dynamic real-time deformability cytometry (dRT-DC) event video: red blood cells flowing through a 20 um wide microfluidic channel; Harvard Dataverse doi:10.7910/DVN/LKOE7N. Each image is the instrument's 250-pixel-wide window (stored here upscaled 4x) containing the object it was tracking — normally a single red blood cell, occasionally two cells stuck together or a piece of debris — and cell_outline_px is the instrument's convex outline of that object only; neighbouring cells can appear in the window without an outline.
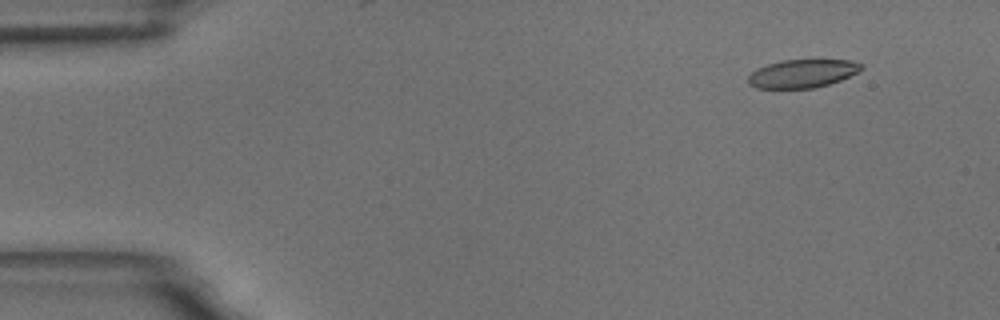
{"species": "common noctule bat (a hibernating species)", "species_latin": "Nyctalus noctula", "temperature_condition": "room temperature", "stored_images_in_passage": 56, "camera_frame_rate_fps": 3000, "um_per_image_px": 0.085, "animal": {"sex": "male", "body_mass_g": 18.8}, "frame": {"image": 1, "passage_image": 6, "time_ms": 1.667, "image_size_px": [1000, 320], "cell_outline_px": [[864, 68], [840, 80], [828, 84], [812, 88], [756, 88], [748, 84], [748, 76], [756, 68], [780, 60], [852, 60], [864, 64]], "centroid_in_image_um": [68.19, 6.24], "position_along_channel_um": 16.8, "area_um2": 18.61}}
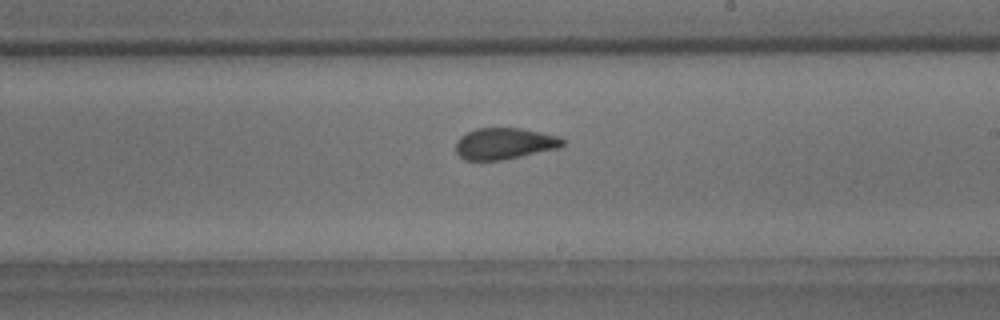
{"frame": {"image": 2, "passage_image": 33, "time_ms": 10.667, "image_size_px": [1000, 320], "cell_outline_px": [[564, 144], [560, 148], [500, 160], [464, 160], [456, 152], [456, 140], [460, 136], [476, 128], [520, 128], [540, 132], [556, 136], [564, 140]], "centroid_in_image_um": [42.85, 12.2], "position_along_channel_um": 246.2, "area_um2": 19.42}}
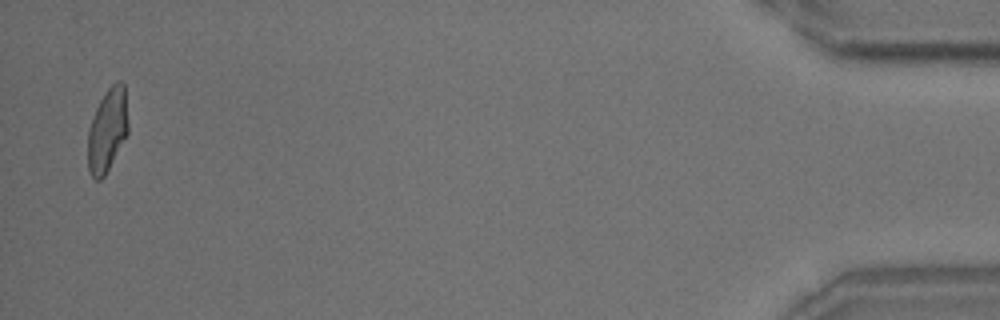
{"frame": {"image": 3, "passage_image": 55, "time_ms": 18.0, "image_size_px": [1000, 320], "cell_outline_px": [[128, 132], [104, 176], [100, 180], [96, 180], [92, 176], [88, 168], [88, 132], [96, 108], [100, 100], [108, 88], [116, 80], [120, 80], [124, 84], [128, 124]], "centroid_in_image_um": [9.13, 11.04], "position_along_channel_um": 426.1, "area_um2": 19.25}, "authors_computed_cell_mechanics": {"area_um2": 19.941, "velocity_mm_per_s": 3.6502, "shape_relaxation_time_tau1_ms": 8.6803, "shape_relaxation_time_tau2_ms": 1.5513, "deformation_change_tau1": 0.1987, "deformation_change_tau2": 0.0755}}